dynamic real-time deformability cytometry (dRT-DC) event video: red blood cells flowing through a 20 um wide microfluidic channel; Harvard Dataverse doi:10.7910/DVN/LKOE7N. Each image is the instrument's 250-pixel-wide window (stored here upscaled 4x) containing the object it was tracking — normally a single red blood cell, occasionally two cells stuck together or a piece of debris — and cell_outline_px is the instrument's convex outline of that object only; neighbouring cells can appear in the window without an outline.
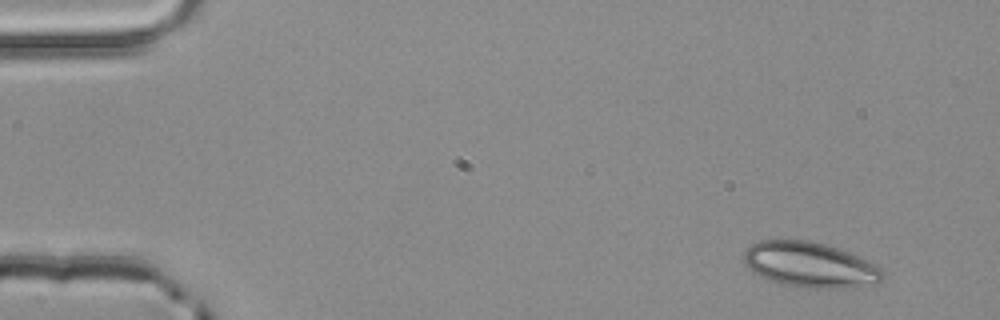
{"species": "common noctule bat (a hibernating species)", "species_latin": "Nyctalus noctula", "temperature_condition": "room temperature", "stored_images_in_passage": 3, "camera_frame_rate_fps": 3000, "um_per_image_px": 0.085, "animal": {"sex": "male", "body_mass_g": 20.4}, "frame": {"image": 1, "passage_image": 1, "time_ms": 0.0, "image_size_px": [1000, 320], "cell_outline_px": [[884, 280], [876, 284], [844, 288], [808, 288], [784, 284], [772, 280], [756, 272], [744, 264], [744, 252], [752, 244], [760, 240], [808, 240], [840, 248], [884, 268]], "centroid_in_image_um": [68.93, 22.5], "position_along_channel_um": 16.1, "area_um2": 36.53}}